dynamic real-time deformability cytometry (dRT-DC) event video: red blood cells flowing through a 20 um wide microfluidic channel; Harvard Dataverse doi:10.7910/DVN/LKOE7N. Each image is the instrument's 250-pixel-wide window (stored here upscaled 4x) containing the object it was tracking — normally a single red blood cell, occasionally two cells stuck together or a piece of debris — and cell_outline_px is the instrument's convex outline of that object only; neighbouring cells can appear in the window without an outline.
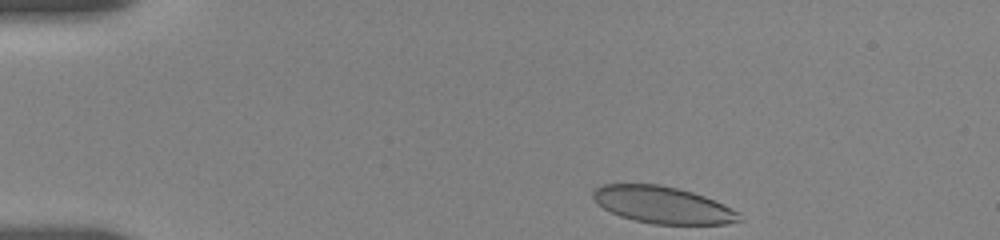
{"species": "human", "species_latin": "Homo sapiens", "temperature_condition": "room temperature", "stored_images_in_passage": 39, "camera_frame_rate_fps": 3000, "um_per_image_px": 0.085, "donor": {"sex": "female"}, "frame": {"image": 1, "passage_image": 1, "time_ms": 0.0, "image_size_px": [1000, 240], "cell_outline_px": [[744, 220], [728, 224], [652, 224], [632, 220], [620, 216], [604, 208], [592, 196], [592, 192], [596, 188], [604, 184], [660, 184], [692, 192], [704, 196], [740, 212]], "centroid_in_image_um": [56.37, 17.43], "position_along_channel_um": 28.6, "area_um2": 31.39}}
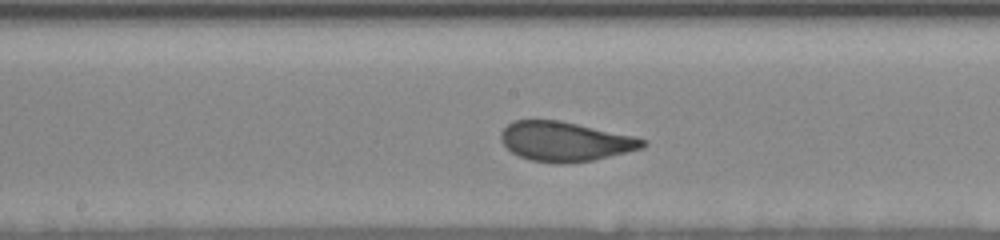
{"frame": {"image": 2, "passage_image": 23, "time_ms": 6.667, "image_size_px": [1000, 240], "cell_outline_px": [[648, 144], [644, 148], [628, 152], [592, 160], [572, 164], [560, 164], [532, 160], [520, 156], [512, 152], [500, 140], [500, 132], [512, 120], [560, 120], [636, 136], [648, 140]], "centroid_in_image_um": [48.08, 12.02], "position_along_channel_um": 200.1, "area_um2": 33.0}}
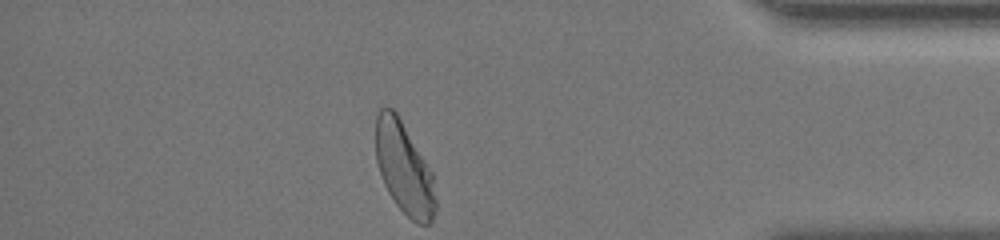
{"frame": {"image": 3, "passage_image": 39, "time_ms": 13.0, "image_size_px": [1000, 240], "cell_outline_px": [[436, 208], [432, 224], [416, 224], [396, 204], [388, 192], [384, 184], [376, 160], [376, 112], [384, 104], [392, 108], [396, 112], [432, 172], [436, 200]], "centroid_in_image_um": [34.34, 14.3], "position_along_channel_um": 400.9, "area_um2": 32.02}, "authors_computed_cell_mechanics": {"area_um2": 32.7148, "velocity_mm_per_s": 3.6387, "shape_relaxation_time_tau1_ms": 3.4231, "shape_relaxation_time_tau2_ms": null, "deformation_change_tau1": 0.1516, "deformation_change_tau2": null}}